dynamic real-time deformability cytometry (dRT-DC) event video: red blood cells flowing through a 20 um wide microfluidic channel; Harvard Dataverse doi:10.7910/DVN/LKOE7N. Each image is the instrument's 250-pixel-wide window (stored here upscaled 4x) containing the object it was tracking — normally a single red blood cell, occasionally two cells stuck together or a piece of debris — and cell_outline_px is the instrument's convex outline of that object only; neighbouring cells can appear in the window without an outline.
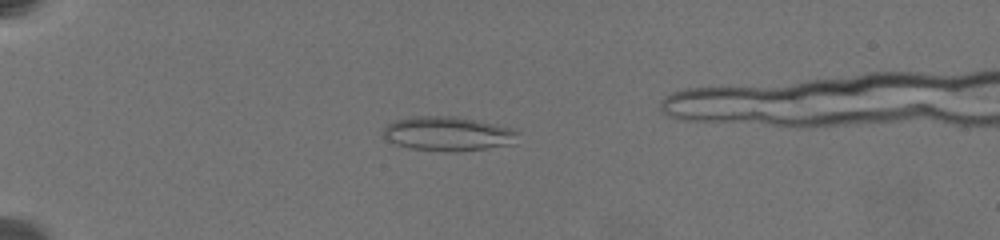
{"species": "common noctule bat (a hibernating species)", "species_latin": "Nyctalus noctula", "temperature_condition": "warm", "stored_images_in_passage": 58, "camera_frame_rate_fps": 3000, "um_per_image_px": 0.085, "animal": {"sex": "female", "body_mass_g": 19.5, "forearm_length_mm": 54.1}, "frame": {"image": 1, "passage_image": 1, "time_ms": 0.0, "image_size_px": [1000, 240], "cell_outline_px": [[520, 132], [516, 144], [456, 152], [444, 152], [408, 148], [396, 144], [388, 140], [384, 136], [384, 128], [388, 124], [396, 120], [416, 116], [456, 116], [480, 120], [512, 128]], "centroid_in_image_um": [38.14, 11.37], "position_along_channel_um": 46.9, "area_um2": 27.28}}
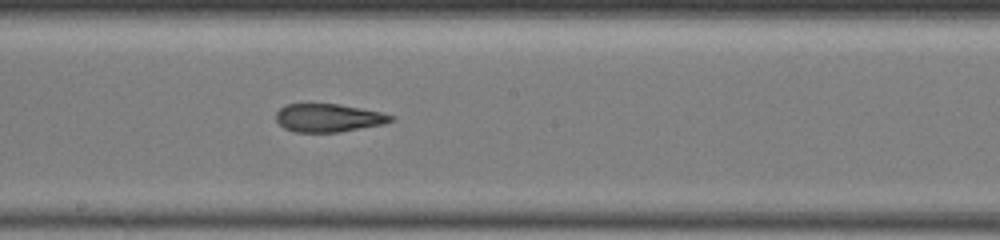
{"frame": {"image": 2, "passage_image": 27, "time_ms": 6.333, "image_size_px": [1000, 240], "cell_outline_px": [[396, 120], [384, 124], [340, 132], [296, 132], [284, 128], [276, 120], [276, 112], [284, 104], [340, 104], [384, 112], [396, 116]], "centroid_in_image_um": [27.98, 10.01], "position_along_channel_um": 220.2, "area_um2": 19.13}}
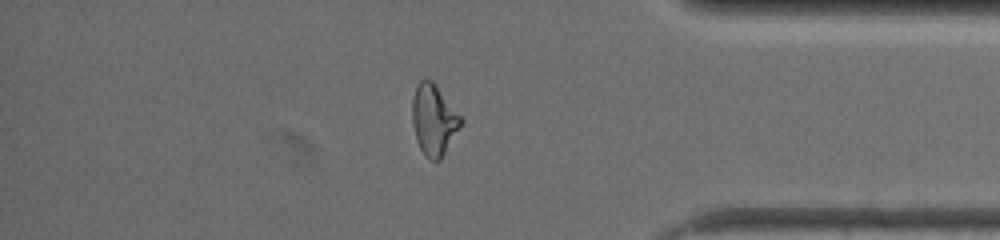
{"frame": {"image": 3, "passage_image": 48, "time_ms": 12.0, "image_size_px": [1000, 240], "cell_outline_px": [[464, 120], [460, 128], [440, 160], [428, 160], [424, 156], [416, 140], [412, 120], [412, 100], [416, 84], [424, 76], [432, 80], [436, 84], [464, 116]], "centroid_in_image_um": [36.9, 10.14], "position_along_channel_um": 398.3, "area_um2": 20.75}}